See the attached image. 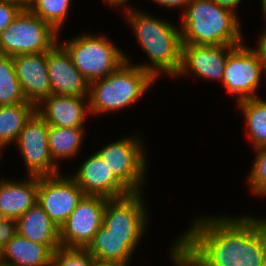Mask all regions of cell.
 <instances>
[{
    "label": "cell",
    "instance_id": "38",
    "mask_svg": "<svg viewBox=\"0 0 266 266\" xmlns=\"http://www.w3.org/2000/svg\"><path fill=\"white\" fill-rule=\"evenodd\" d=\"M20 2L24 7H26L32 0H16Z\"/></svg>",
    "mask_w": 266,
    "mask_h": 266
},
{
    "label": "cell",
    "instance_id": "28",
    "mask_svg": "<svg viewBox=\"0 0 266 266\" xmlns=\"http://www.w3.org/2000/svg\"><path fill=\"white\" fill-rule=\"evenodd\" d=\"M94 261L85 248L59 247L53 252L50 266H92Z\"/></svg>",
    "mask_w": 266,
    "mask_h": 266
},
{
    "label": "cell",
    "instance_id": "4",
    "mask_svg": "<svg viewBox=\"0 0 266 266\" xmlns=\"http://www.w3.org/2000/svg\"><path fill=\"white\" fill-rule=\"evenodd\" d=\"M157 81L139 66L124 62L105 78L90 82L88 104L91 117L128 109L142 100Z\"/></svg>",
    "mask_w": 266,
    "mask_h": 266
},
{
    "label": "cell",
    "instance_id": "12",
    "mask_svg": "<svg viewBox=\"0 0 266 266\" xmlns=\"http://www.w3.org/2000/svg\"><path fill=\"white\" fill-rule=\"evenodd\" d=\"M107 198L85 195L59 228L61 247L86 248L103 224Z\"/></svg>",
    "mask_w": 266,
    "mask_h": 266
},
{
    "label": "cell",
    "instance_id": "7",
    "mask_svg": "<svg viewBox=\"0 0 266 266\" xmlns=\"http://www.w3.org/2000/svg\"><path fill=\"white\" fill-rule=\"evenodd\" d=\"M145 192L108 199L103 214V226L116 237H127V246L134 252L148 234L151 225L150 206ZM146 234V235H145Z\"/></svg>",
    "mask_w": 266,
    "mask_h": 266
},
{
    "label": "cell",
    "instance_id": "29",
    "mask_svg": "<svg viewBox=\"0 0 266 266\" xmlns=\"http://www.w3.org/2000/svg\"><path fill=\"white\" fill-rule=\"evenodd\" d=\"M24 6L16 0H0V33L7 28Z\"/></svg>",
    "mask_w": 266,
    "mask_h": 266
},
{
    "label": "cell",
    "instance_id": "8",
    "mask_svg": "<svg viewBox=\"0 0 266 266\" xmlns=\"http://www.w3.org/2000/svg\"><path fill=\"white\" fill-rule=\"evenodd\" d=\"M262 79L266 80V65L257 45L243 43L228 55L221 85L228 95L235 96L236 103L261 97Z\"/></svg>",
    "mask_w": 266,
    "mask_h": 266
},
{
    "label": "cell",
    "instance_id": "26",
    "mask_svg": "<svg viewBox=\"0 0 266 266\" xmlns=\"http://www.w3.org/2000/svg\"><path fill=\"white\" fill-rule=\"evenodd\" d=\"M30 103L16 75L12 56L0 54V106Z\"/></svg>",
    "mask_w": 266,
    "mask_h": 266
},
{
    "label": "cell",
    "instance_id": "19",
    "mask_svg": "<svg viewBox=\"0 0 266 266\" xmlns=\"http://www.w3.org/2000/svg\"><path fill=\"white\" fill-rule=\"evenodd\" d=\"M53 251L12 230L0 250V260L14 266H50Z\"/></svg>",
    "mask_w": 266,
    "mask_h": 266
},
{
    "label": "cell",
    "instance_id": "37",
    "mask_svg": "<svg viewBox=\"0 0 266 266\" xmlns=\"http://www.w3.org/2000/svg\"><path fill=\"white\" fill-rule=\"evenodd\" d=\"M260 6H261V11H262V20L266 21V0H260Z\"/></svg>",
    "mask_w": 266,
    "mask_h": 266
},
{
    "label": "cell",
    "instance_id": "10",
    "mask_svg": "<svg viewBox=\"0 0 266 266\" xmlns=\"http://www.w3.org/2000/svg\"><path fill=\"white\" fill-rule=\"evenodd\" d=\"M49 125L35 112L25 123L14 144L25 165L27 176L44 177L60 174L62 168L52 159L48 148Z\"/></svg>",
    "mask_w": 266,
    "mask_h": 266
},
{
    "label": "cell",
    "instance_id": "40",
    "mask_svg": "<svg viewBox=\"0 0 266 266\" xmlns=\"http://www.w3.org/2000/svg\"><path fill=\"white\" fill-rule=\"evenodd\" d=\"M3 152H5V151H3V150H1L0 149V160H2L3 159V155H4V153ZM1 162V161H0ZM0 167H1V165H0ZM0 178H1V174H0Z\"/></svg>",
    "mask_w": 266,
    "mask_h": 266
},
{
    "label": "cell",
    "instance_id": "36",
    "mask_svg": "<svg viewBox=\"0 0 266 266\" xmlns=\"http://www.w3.org/2000/svg\"><path fill=\"white\" fill-rule=\"evenodd\" d=\"M92 266H122V265L115 263V262H103V261L95 260Z\"/></svg>",
    "mask_w": 266,
    "mask_h": 266
},
{
    "label": "cell",
    "instance_id": "6",
    "mask_svg": "<svg viewBox=\"0 0 266 266\" xmlns=\"http://www.w3.org/2000/svg\"><path fill=\"white\" fill-rule=\"evenodd\" d=\"M138 132V133H137ZM126 134L96 150L112 175L130 192H143L149 161L145 138L139 131Z\"/></svg>",
    "mask_w": 266,
    "mask_h": 266
},
{
    "label": "cell",
    "instance_id": "24",
    "mask_svg": "<svg viewBox=\"0 0 266 266\" xmlns=\"http://www.w3.org/2000/svg\"><path fill=\"white\" fill-rule=\"evenodd\" d=\"M236 106L243 115L246 137L253 149L266 146V99H244Z\"/></svg>",
    "mask_w": 266,
    "mask_h": 266
},
{
    "label": "cell",
    "instance_id": "27",
    "mask_svg": "<svg viewBox=\"0 0 266 266\" xmlns=\"http://www.w3.org/2000/svg\"><path fill=\"white\" fill-rule=\"evenodd\" d=\"M255 157L246 177L247 189L254 197H266V146L254 149Z\"/></svg>",
    "mask_w": 266,
    "mask_h": 266
},
{
    "label": "cell",
    "instance_id": "13",
    "mask_svg": "<svg viewBox=\"0 0 266 266\" xmlns=\"http://www.w3.org/2000/svg\"><path fill=\"white\" fill-rule=\"evenodd\" d=\"M237 46L231 45H182L181 67L176 78L194 77L221 83L228 55ZM192 77V78H191Z\"/></svg>",
    "mask_w": 266,
    "mask_h": 266
},
{
    "label": "cell",
    "instance_id": "31",
    "mask_svg": "<svg viewBox=\"0 0 266 266\" xmlns=\"http://www.w3.org/2000/svg\"><path fill=\"white\" fill-rule=\"evenodd\" d=\"M151 2L157 4L161 8H166V10L170 9L171 11V9L177 8L182 12L190 3V0H151Z\"/></svg>",
    "mask_w": 266,
    "mask_h": 266
},
{
    "label": "cell",
    "instance_id": "34",
    "mask_svg": "<svg viewBox=\"0 0 266 266\" xmlns=\"http://www.w3.org/2000/svg\"><path fill=\"white\" fill-rule=\"evenodd\" d=\"M264 22V26L262 27L263 29L261 30L260 34L257 36V43L256 44L262 51L263 56H264V62L266 65V21Z\"/></svg>",
    "mask_w": 266,
    "mask_h": 266
},
{
    "label": "cell",
    "instance_id": "14",
    "mask_svg": "<svg viewBox=\"0 0 266 266\" xmlns=\"http://www.w3.org/2000/svg\"><path fill=\"white\" fill-rule=\"evenodd\" d=\"M46 59L52 94L88 98L90 83L59 42L46 51Z\"/></svg>",
    "mask_w": 266,
    "mask_h": 266
},
{
    "label": "cell",
    "instance_id": "17",
    "mask_svg": "<svg viewBox=\"0 0 266 266\" xmlns=\"http://www.w3.org/2000/svg\"><path fill=\"white\" fill-rule=\"evenodd\" d=\"M13 61L21 89L28 102L37 106L52 94L46 52L15 55Z\"/></svg>",
    "mask_w": 266,
    "mask_h": 266
},
{
    "label": "cell",
    "instance_id": "33",
    "mask_svg": "<svg viewBox=\"0 0 266 266\" xmlns=\"http://www.w3.org/2000/svg\"><path fill=\"white\" fill-rule=\"evenodd\" d=\"M13 230V223L10 221H6L4 218L0 216V250L2 245L7 240L9 233Z\"/></svg>",
    "mask_w": 266,
    "mask_h": 266
},
{
    "label": "cell",
    "instance_id": "23",
    "mask_svg": "<svg viewBox=\"0 0 266 266\" xmlns=\"http://www.w3.org/2000/svg\"><path fill=\"white\" fill-rule=\"evenodd\" d=\"M35 112L36 106L32 103L0 106L1 150L6 151L7 148L9 149L10 146L16 143L25 123Z\"/></svg>",
    "mask_w": 266,
    "mask_h": 266
},
{
    "label": "cell",
    "instance_id": "20",
    "mask_svg": "<svg viewBox=\"0 0 266 266\" xmlns=\"http://www.w3.org/2000/svg\"><path fill=\"white\" fill-rule=\"evenodd\" d=\"M13 230L32 242L48 246L53 252L61 247L59 228L38 203H35L13 223Z\"/></svg>",
    "mask_w": 266,
    "mask_h": 266
},
{
    "label": "cell",
    "instance_id": "32",
    "mask_svg": "<svg viewBox=\"0 0 266 266\" xmlns=\"http://www.w3.org/2000/svg\"><path fill=\"white\" fill-rule=\"evenodd\" d=\"M105 2V5L107 6V8H113L115 10H117L118 8V11L121 9L122 10V14L127 12V11H130L134 8H136V6H132L130 5V0H104Z\"/></svg>",
    "mask_w": 266,
    "mask_h": 266
},
{
    "label": "cell",
    "instance_id": "39",
    "mask_svg": "<svg viewBox=\"0 0 266 266\" xmlns=\"http://www.w3.org/2000/svg\"><path fill=\"white\" fill-rule=\"evenodd\" d=\"M0 266H14V265L5 263V262H3V261L0 260Z\"/></svg>",
    "mask_w": 266,
    "mask_h": 266
},
{
    "label": "cell",
    "instance_id": "9",
    "mask_svg": "<svg viewBox=\"0 0 266 266\" xmlns=\"http://www.w3.org/2000/svg\"><path fill=\"white\" fill-rule=\"evenodd\" d=\"M58 42V32L24 7L0 33V54L15 56L48 51Z\"/></svg>",
    "mask_w": 266,
    "mask_h": 266
},
{
    "label": "cell",
    "instance_id": "22",
    "mask_svg": "<svg viewBox=\"0 0 266 266\" xmlns=\"http://www.w3.org/2000/svg\"><path fill=\"white\" fill-rule=\"evenodd\" d=\"M85 135L86 128L49 126L48 148L53 161L61 167L63 161L78 158L85 144Z\"/></svg>",
    "mask_w": 266,
    "mask_h": 266
},
{
    "label": "cell",
    "instance_id": "25",
    "mask_svg": "<svg viewBox=\"0 0 266 266\" xmlns=\"http://www.w3.org/2000/svg\"><path fill=\"white\" fill-rule=\"evenodd\" d=\"M74 0H32L26 7L41 20L62 34L68 21Z\"/></svg>",
    "mask_w": 266,
    "mask_h": 266
},
{
    "label": "cell",
    "instance_id": "35",
    "mask_svg": "<svg viewBox=\"0 0 266 266\" xmlns=\"http://www.w3.org/2000/svg\"><path fill=\"white\" fill-rule=\"evenodd\" d=\"M214 3L229 8L232 11H234L236 14H238V7H240L239 5H241L243 0H212Z\"/></svg>",
    "mask_w": 266,
    "mask_h": 266
},
{
    "label": "cell",
    "instance_id": "30",
    "mask_svg": "<svg viewBox=\"0 0 266 266\" xmlns=\"http://www.w3.org/2000/svg\"><path fill=\"white\" fill-rule=\"evenodd\" d=\"M168 252L169 260H171V266H198L192 259H190L172 240L170 242Z\"/></svg>",
    "mask_w": 266,
    "mask_h": 266
},
{
    "label": "cell",
    "instance_id": "15",
    "mask_svg": "<svg viewBox=\"0 0 266 266\" xmlns=\"http://www.w3.org/2000/svg\"><path fill=\"white\" fill-rule=\"evenodd\" d=\"M80 163L77 169H74L73 174L72 172L70 173V176L83 190L85 195L116 199L130 194L112 175L96 151Z\"/></svg>",
    "mask_w": 266,
    "mask_h": 266
},
{
    "label": "cell",
    "instance_id": "11",
    "mask_svg": "<svg viewBox=\"0 0 266 266\" xmlns=\"http://www.w3.org/2000/svg\"><path fill=\"white\" fill-rule=\"evenodd\" d=\"M85 196L70 174L39 177L37 203L60 228Z\"/></svg>",
    "mask_w": 266,
    "mask_h": 266
},
{
    "label": "cell",
    "instance_id": "1",
    "mask_svg": "<svg viewBox=\"0 0 266 266\" xmlns=\"http://www.w3.org/2000/svg\"><path fill=\"white\" fill-rule=\"evenodd\" d=\"M249 214L198 215L174 243L198 266H266V215Z\"/></svg>",
    "mask_w": 266,
    "mask_h": 266
},
{
    "label": "cell",
    "instance_id": "3",
    "mask_svg": "<svg viewBox=\"0 0 266 266\" xmlns=\"http://www.w3.org/2000/svg\"><path fill=\"white\" fill-rule=\"evenodd\" d=\"M182 13L179 24L182 45L239 46L247 42L240 13L212 0H190Z\"/></svg>",
    "mask_w": 266,
    "mask_h": 266
},
{
    "label": "cell",
    "instance_id": "5",
    "mask_svg": "<svg viewBox=\"0 0 266 266\" xmlns=\"http://www.w3.org/2000/svg\"><path fill=\"white\" fill-rule=\"evenodd\" d=\"M60 36L58 33V42L89 83L107 77L126 62L125 50L104 33L94 34L87 31L68 40H62Z\"/></svg>",
    "mask_w": 266,
    "mask_h": 266
},
{
    "label": "cell",
    "instance_id": "2",
    "mask_svg": "<svg viewBox=\"0 0 266 266\" xmlns=\"http://www.w3.org/2000/svg\"><path fill=\"white\" fill-rule=\"evenodd\" d=\"M133 8L123 13L134 38L147 59L134 63L128 53L125 60L148 72L157 82L163 76L175 78L181 67L182 43L179 24H175L159 15L146 12L144 8ZM130 57V58H129ZM148 60V61H147ZM149 62V63H148Z\"/></svg>",
    "mask_w": 266,
    "mask_h": 266
},
{
    "label": "cell",
    "instance_id": "18",
    "mask_svg": "<svg viewBox=\"0 0 266 266\" xmlns=\"http://www.w3.org/2000/svg\"><path fill=\"white\" fill-rule=\"evenodd\" d=\"M9 178H0V216L14 223L37 203L39 177Z\"/></svg>",
    "mask_w": 266,
    "mask_h": 266
},
{
    "label": "cell",
    "instance_id": "21",
    "mask_svg": "<svg viewBox=\"0 0 266 266\" xmlns=\"http://www.w3.org/2000/svg\"><path fill=\"white\" fill-rule=\"evenodd\" d=\"M98 261L130 266L134 252L127 246V237H116L102 225L85 248Z\"/></svg>",
    "mask_w": 266,
    "mask_h": 266
},
{
    "label": "cell",
    "instance_id": "16",
    "mask_svg": "<svg viewBox=\"0 0 266 266\" xmlns=\"http://www.w3.org/2000/svg\"><path fill=\"white\" fill-rule=\"evenodd\" d=\"M36 113L49 125L63 128H86L90 115L88 98L55 95L44 98Z\"/></svg>",
    "mask_w": 266,
    "mask_h": 266
}]
</instances>
